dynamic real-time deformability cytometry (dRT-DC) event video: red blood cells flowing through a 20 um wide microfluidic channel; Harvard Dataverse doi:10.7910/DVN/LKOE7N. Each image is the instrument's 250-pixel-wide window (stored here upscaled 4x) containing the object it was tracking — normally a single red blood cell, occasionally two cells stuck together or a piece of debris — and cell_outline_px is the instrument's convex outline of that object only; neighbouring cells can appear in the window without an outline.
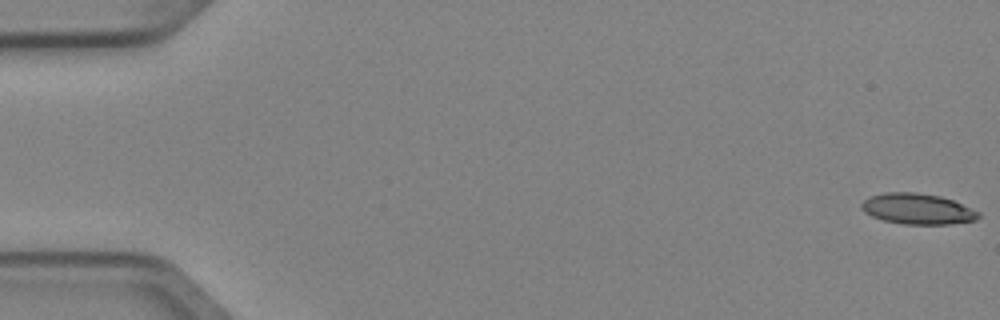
{"species": "Egyptian fruit bat (a non-hibernating species)", "species_latin": "Rousettus aegyptiacus", "temperature_condition": "cold", "stored_images_in_passage": 4, "camera_frame_rate_fps": 3000, "um_per_image_px": 0.085, "animal": {"sex": "female"}, "frame": {"image": 1, "passage_image": 1, "time_ms": 0.0, "image_size_px": [1000, 320], "cell_outline_px": [[980, 216], [976, 220], [948, 224], [904, 224], [884, 220], [872, 216], [864, 212], [860, 208], [860, 204], [868, 196], [884, 192], [916, 192], [940, 196], [952, 200], [980, 212]], "centroid_in_image_um": [77.95, 17.74], "position_along_channel_um": 7.0, "area_um2": 20.98}}